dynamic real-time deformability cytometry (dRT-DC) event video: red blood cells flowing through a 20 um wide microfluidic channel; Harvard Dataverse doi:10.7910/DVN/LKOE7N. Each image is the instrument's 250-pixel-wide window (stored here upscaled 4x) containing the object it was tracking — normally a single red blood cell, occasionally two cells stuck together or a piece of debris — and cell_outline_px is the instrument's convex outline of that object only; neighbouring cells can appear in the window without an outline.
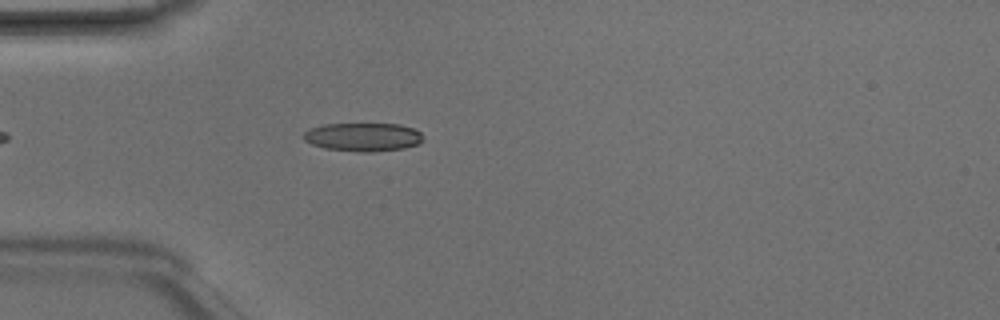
{"species": "Egyptian fruit bat (a non-hibernating species)", "species_latin": "Rousettus aegyptiacus", "temperature_condition": "room temperature", "stored_images_in_passage": 4, "camera_frame_rate_fps": 3000, "um_per_image_px": 0.085, "animal": {"sex": "male"}, "frame": {"image": 1, "passage_image": 4, "time_ms": 1.0, "image_size_px": [1000, 320], "cell_outline_px": [[424, 140], [416, 144], [404, 148], [372, 152], [360, 152], [324, 148], [312, 144], [304, 140], [304, 132], [308, 128], [324, 124], [400, 124], [412, 128], [420, 132], [424, 136]], "centroid_in_image_um": [30.86, 11.64], "position_along_channel_um": 54.1, "area_um2": 19.88}}